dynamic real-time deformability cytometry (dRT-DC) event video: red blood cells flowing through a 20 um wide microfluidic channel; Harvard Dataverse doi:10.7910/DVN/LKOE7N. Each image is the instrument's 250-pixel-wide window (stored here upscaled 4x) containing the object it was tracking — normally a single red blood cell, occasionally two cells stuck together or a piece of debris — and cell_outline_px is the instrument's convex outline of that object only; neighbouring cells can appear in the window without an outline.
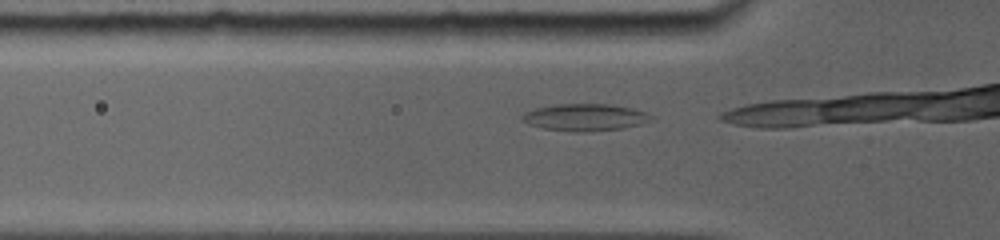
{"species": "common noctule bat (a hibernating species)", "species_latin": "Nyctalus noctula", "temperature_condition": "room temperature", "stored_images_in_passage": 9, "camera_frame_rate_fps": 5000, "um_per_image_px": 0.085, "animal": {"sex": "female", "body_mass_g": 19.0, "forearm_length_mm": 56.7}, "frame": {"image": 1, "passage_image": 2, "time_ms": 0.2, "image_size_px": [1000, 240], "cell_outline_px": [[656, 120], [624, 128], [592, 132], [572, 132], [544, 128], [520, 120], [520, 116], [524, 112], [536, 108], [556, 104], [608, 104], [632, 108], [648, 112], [656, 116]], "centroid_in_image_um": [49.81, 9.98], "position_along_channel_um": 76.0, "area_um2": 20.69}}